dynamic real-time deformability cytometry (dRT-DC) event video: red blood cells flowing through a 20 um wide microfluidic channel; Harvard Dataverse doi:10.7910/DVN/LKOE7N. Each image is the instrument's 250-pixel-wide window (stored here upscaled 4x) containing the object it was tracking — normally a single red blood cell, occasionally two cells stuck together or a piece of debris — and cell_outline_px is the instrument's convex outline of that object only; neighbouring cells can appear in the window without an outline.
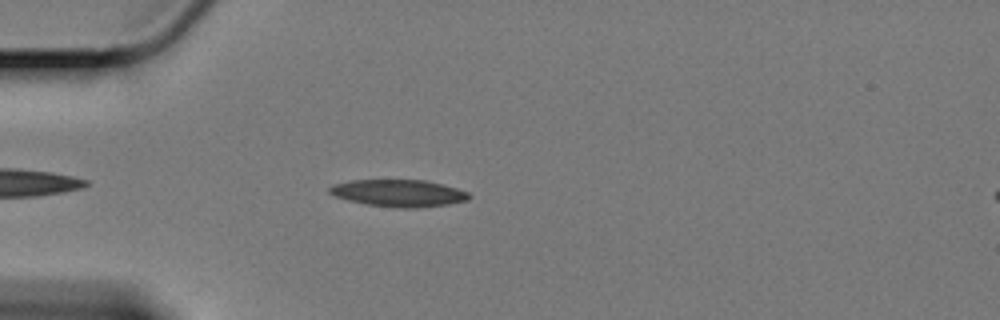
{"species": "Egyptian fruit bat (a non-hibernating species)", "species_latin": "Rousettus aegyptiacus", "temperature_condition": "cold", "stored_images_in_passage": 46, "camera_frame_rate_fps": 3000, "um_per_image_px": 0.085, "animal": {"sex": "female"}, "frame": {"image": 1, "passage_image": 6, "time_ms": 1.667, "image_size_px": [1000, 320], "cell_outline_px": [[472, 196], [468, 200], [448, 204], [416, 208], [400, 208], [368, 204], [348, 200], [336, 196], [328, 192], [328, 188], [332, 184], [348, 180], [424, 180], [444, 184], [468, 192]], "centroid_in_image_um": [33.89, 16.41], "position_along_channel_um": 51.1, "area_um2": 22.02}}
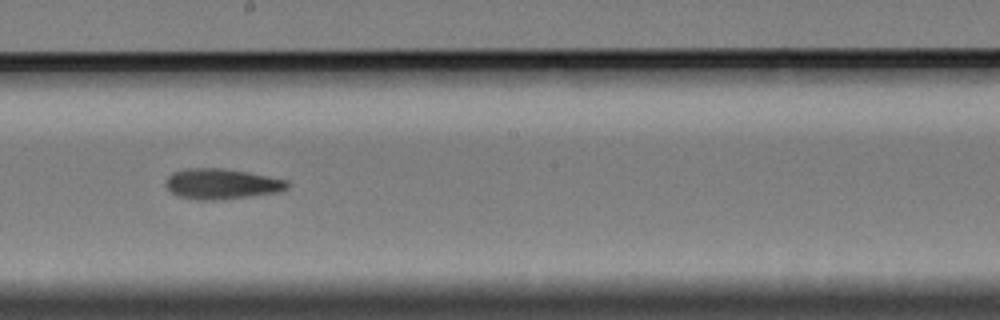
{"frame": {"image": 2, "passage_image": 23, "time_ms": 7.333, "image_size_px": [1000, 320], "cell_outline_px": [[288, 188], [276, 192], [248, 196], [216, 200], [196, 200], [176, 196], [164, 184], [164, 180], [172, 172], [188, 168], [220, 168], [244, 172], [288, 180]], "centroid_in_image_um": [18.76, 15.63], "position_along_channel_um": 229.4, "area_um2": 21.39}}
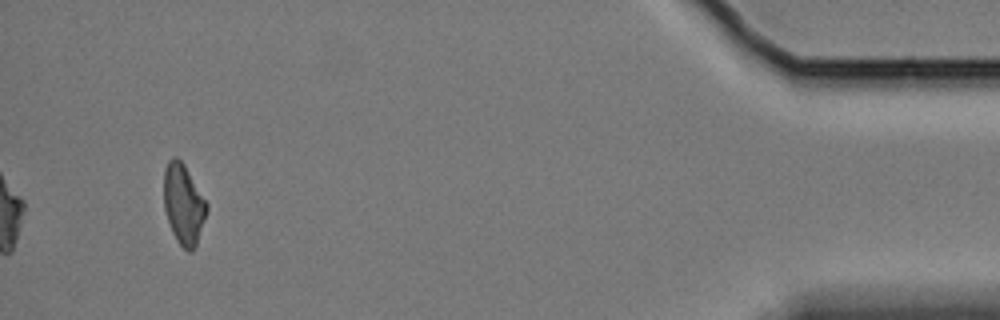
{"frame": {"image": 3, "passage_image": 46, "time_ms": 15.0, "image_size_px": [1000, 320], "cell_outline_px": [[208, 212], [196, 244], [192, 252], [188, 252], [180, 244], [172, 232], [164, 208], [164, 168], [168, 160], [172, 156], [176, 156], [184, 164], [208, 204]], "centroid_in_image_um": [15.6, 17.34], "position_along_channel_um": 419.6, "area_um2": 20.06}, "authors_computed_cell_mechanics": {"area_um2": 21.3571, "velocity_mm_per_s": 3.3578, "shape_relaxation_time_tau1_ms": null, "shape_relaxation_time_tau2_ms": 7.4721, "deformation_change_tau1": null, "deformation_change_tau2": 0.1552}}